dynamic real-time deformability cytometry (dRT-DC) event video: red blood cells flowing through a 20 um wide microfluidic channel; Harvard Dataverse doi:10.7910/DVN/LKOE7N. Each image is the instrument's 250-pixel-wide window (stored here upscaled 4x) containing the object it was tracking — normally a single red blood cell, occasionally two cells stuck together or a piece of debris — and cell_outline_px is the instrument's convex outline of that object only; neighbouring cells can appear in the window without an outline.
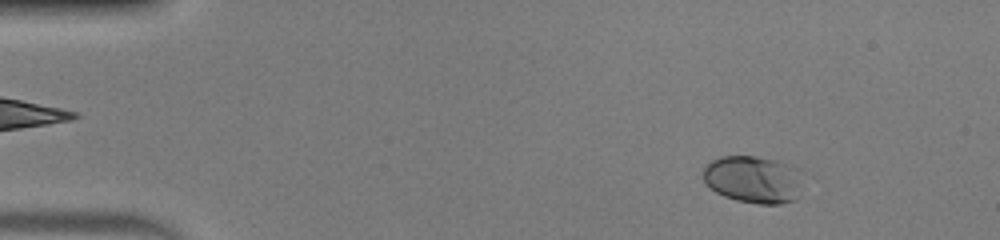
{"species": "human", "species_latin": "Homo sapiens", "temperature_condition": "warm", "stored_images_in_passage": 51, "camera_frame_rate_fps": 3000, "um_per_image_px": 0.085, "donor": {"sex": "male"}, "frame": {"image": 1, "passage_image": 6, "time_ms": 1.667, "image_size_px": [1000, 240], "cell_outline_px": [[804, 176], [796, 200], [780, 204], [760, 204], [736, 200], [724, 196], [716, 192], [704, 180], [704, 168], [712, 160], [720, 156], [756, 156], [776, 160], [804, 168]], "centroid_in_image_um": [64.13, 15.24], "position_along_channel_um": 20.9, "area_um2": 28.03}}
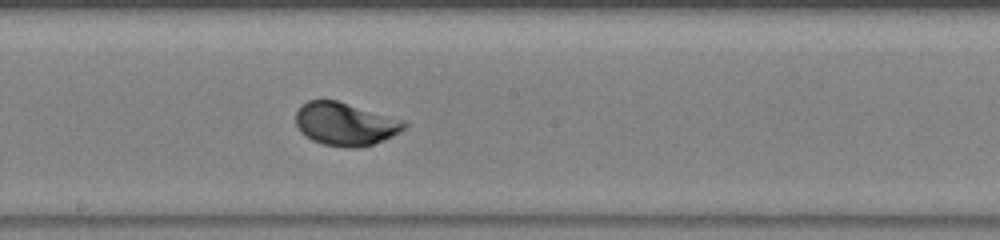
{"frame": {"image": 2, "passage_image": 28, "time_ms": 9.0, "image_size_px": [1000, 240], "cell_outline_px": [[408, 124], [400, 132], [384, 140], [360, 148], [348, 148], [324, 144], [312, 140], [300, 132], [296, 124], [296, 112], [300, 104], [308, 100], [336, 100], [404, 120]], "centroid_in_image_um": [29.33, 10.54], "position_along_channel_um": 218.9, "area_um2": 27.22}}
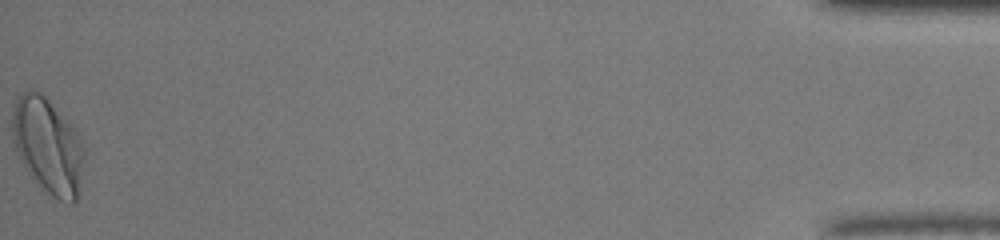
{"frame": {"image": 3, "passage_image": 51, "time_ms": 16.667, "image_size_px": [1000, 240], "cell_outline_px": [[84, 152], [76, 204], [68, 204], [40, 192], [20, 160], [12, 140], [12, 104], [16, 96], [28, 88], [32, 88], [40, 92], [48, 100], [76, 132], [84, 148]], "centroid_in_image_um": [4.0, 12.43], "position_along_channel_um": 431.2, "area_um2": 40.52}, "authors_computed_cell_mechanics": {"area_um2": 27.0504, "velocity_mm_per_s": 4.0595, "shape_relaxation_time_tau1_ms": 2.0311, "shape_relaxation_time_tau2_ms": null, "deformation_change_tau1": 0.1211, "deformation_change_tau2": null}}